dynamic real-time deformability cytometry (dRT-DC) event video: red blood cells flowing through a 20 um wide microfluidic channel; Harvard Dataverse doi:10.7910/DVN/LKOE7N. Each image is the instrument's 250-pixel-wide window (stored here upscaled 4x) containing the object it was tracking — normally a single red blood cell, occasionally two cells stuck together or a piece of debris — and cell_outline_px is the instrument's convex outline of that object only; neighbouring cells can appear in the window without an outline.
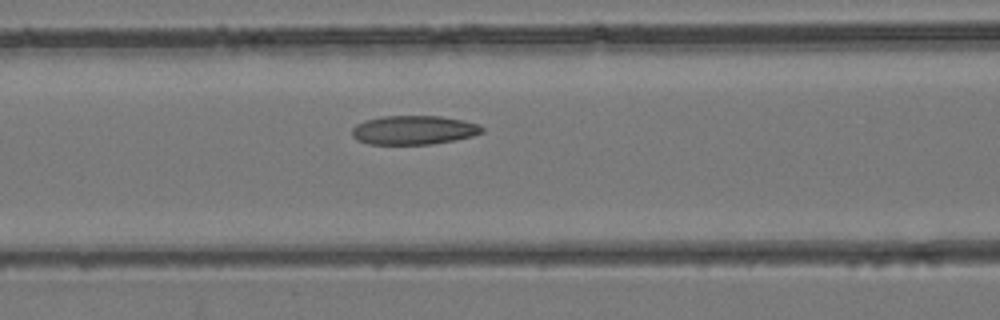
{"species": "common noctule bat (a hibernating species)", "species_latin": "Nyctalus noctula", "temperature_condition": "room temperature", "stored_images_in_passage": 32, "camera_frame_rate_fps": 3000, "um_per_image_px": 0.085, "animal": {"sex": "female", "body_mass_g": 24.6, "forearm_length_mm": 56.2}, "frame": {"image": 1, "passage_image": 7, "time_ms": 2.0, "image_size_px": [1000, 320], "cell_outline_px": [[484, 132], [472, 136], [432, 144], [368, 144], [356, 140], [352, 136], [352, 128], [356, 124], [364, 120], [384, 116], [440, 116], [464, 120], [480, 124], [484, 128]], "centroid_in_image_um": [35.16, 11.05], "position_along_channel_um": 131.4, "area_um2": 22.08}}
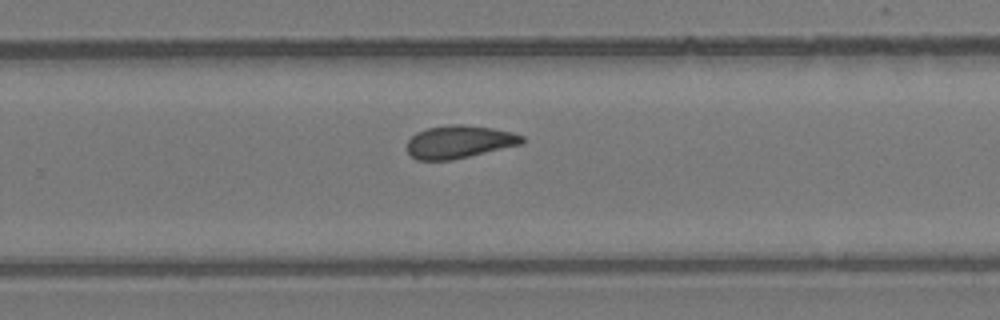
{"frame": {"image": 2, "passage_image": 17, "time_ms": 5.333, "image_size_px": [1000, 320], "cell_outline_px": [[524, 144], [452, 160], [416, 160], [408, 152], [408, 140], [416, 132], [428, 128], [448, 124], [460, 124], [492, 128], [512, 132], [524, 136]], "centroid_in_image_um": [39.06, 12.06], "position_along_channel_um": 290.7, "area_um2": 22.08}}
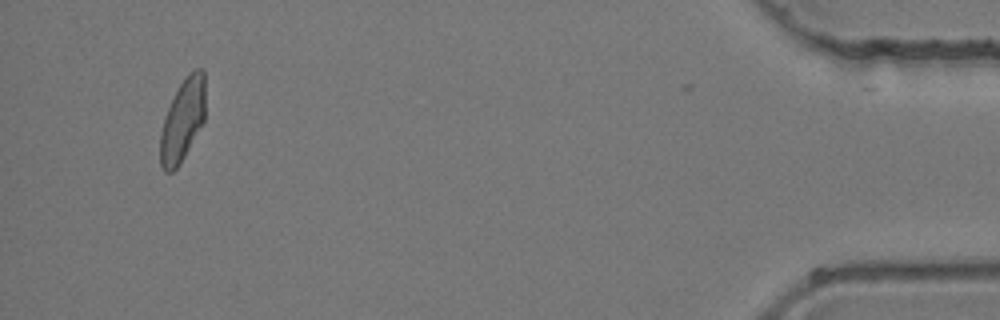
{"frame": {"image": 3, "passage_image": 30, "time_ms": 9.667, "image_size_px": [1000, 320], "cell_outline_px": [[204, 120], [180, 164], [172, 172], [164, 172], [160, 164], [160, 132], [164, 116], [180, 84], [188, 72], [196, 68], [200, 68], [204, 72]], "centroid_in_image_um": [15.5, 10.23], "position_along_channel_um": 419.7, "area_um2": 21.44}}